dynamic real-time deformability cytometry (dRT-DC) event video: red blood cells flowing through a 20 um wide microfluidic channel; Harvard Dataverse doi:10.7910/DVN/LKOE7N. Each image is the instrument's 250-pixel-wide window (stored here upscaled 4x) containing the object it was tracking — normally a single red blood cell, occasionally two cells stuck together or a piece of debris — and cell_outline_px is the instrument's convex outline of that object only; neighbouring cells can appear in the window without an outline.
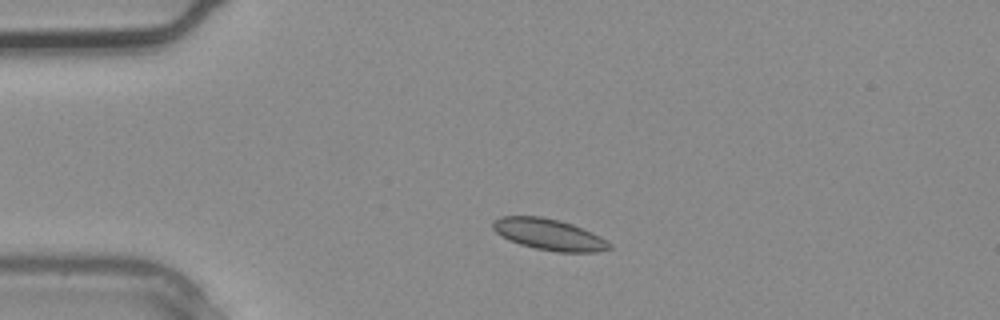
{"species": "common noctule bat (a hibernating species)", "species_latin": "Nyctalus noctula", "temperature_condition": "warm", "stored_images_in_passage": 2, "camera_frame_rate_fps": 3000, "um_per_image_px": 0.085, "animal": {"sex": "male", "body_mass_g": 20.4}, "frame": {"image": 1, "passage_image": 1, "time_ms": 0.0, "image_size_px": [1000, 320], "cell_outline_px": [[612, 248], [596, 252], [556, 252], [536, 248], [520, 244], [508, 240], [496, 232], [492, 228], [492, 224], [500, 216], [540, 216], [560, 220], [572, 224], [592, 232], [600, 236], [612, 244]], "centroid_in_image_um": [46.68, 19.93], "position_along_channel_um": 38.3, "area_um2": 21.21}}